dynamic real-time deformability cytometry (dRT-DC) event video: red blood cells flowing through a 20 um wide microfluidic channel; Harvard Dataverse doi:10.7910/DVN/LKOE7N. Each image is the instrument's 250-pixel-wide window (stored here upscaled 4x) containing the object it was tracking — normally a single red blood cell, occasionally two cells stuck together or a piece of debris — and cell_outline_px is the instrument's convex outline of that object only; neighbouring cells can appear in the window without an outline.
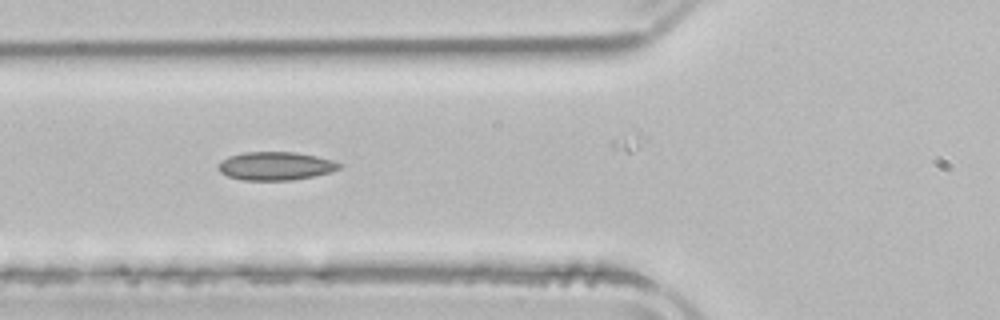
{"species": "common noctule bat (a hibernating species)", "species_latin": "Nyctalus noctula", "temperature_condition": "room temperature", "stored_images_in_passage": 6, "camera_frame_rate_fps": 3000, "um_per_image_px": 0.085, "animal": {"sex": "male", "body_mass_g": 21.5, "forearm_length_mm": 52.0}, "frame": {"image": 1, "passage_image": 5, "time_ms": 5.333, "image_size_px": [1000, 320], "cell_outline_px": [[344, 164], [340, 168], [328, 172], [312, 176], [292, 180], [240, 180], [228, 176], [220, 172], [216, 168], [228, 156], [244, 152], [296, 152], [316, 156], [332, 160]], "centroid_in_image_um": [23.41, 14.11], "position_along_channel_um": 102.4, "area_um2": 19.88}}